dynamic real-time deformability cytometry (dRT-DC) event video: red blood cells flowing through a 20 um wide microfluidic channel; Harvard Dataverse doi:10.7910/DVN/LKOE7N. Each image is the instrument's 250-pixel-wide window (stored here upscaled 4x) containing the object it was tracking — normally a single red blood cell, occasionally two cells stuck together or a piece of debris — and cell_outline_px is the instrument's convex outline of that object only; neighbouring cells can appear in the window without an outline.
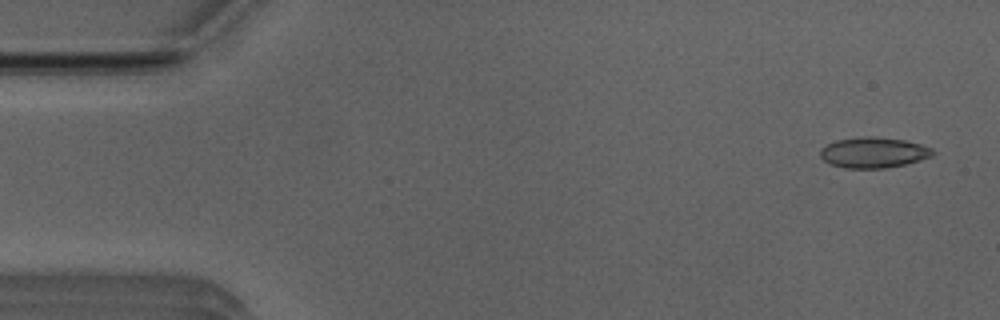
{"species": "Egyptian fruit bat (a non-hibernating species)", "species_latin": "Rousettus aegyptiacus", "temperature_condition": "room temperature", "stored_images_in_passage": 51, "segment_of_instrument_passage": [1, 2], "camera_frame_rate_fps": 3000, "um_per_image_px": 0.085, "animal": {"sex": "male"}, "frame": {"image": 1, "passage_image": 2, "time_ms": 0.333, "image_size_px": [1000, 320], "cell_outline_px": [[936, 152], [932, 156], [920, 160], [904, 164], [884, 168], [844, 168], [832, 164], [824, 160], [820, 156], [820, 148], [836, 140], [864, 136], [868, 136], [904, 140], [920, 144], [932, 148]], "centroid_in_image_um": [74.25, 12.96], "position_along_channel_um": 10.7, "area_um2": 19.94}}
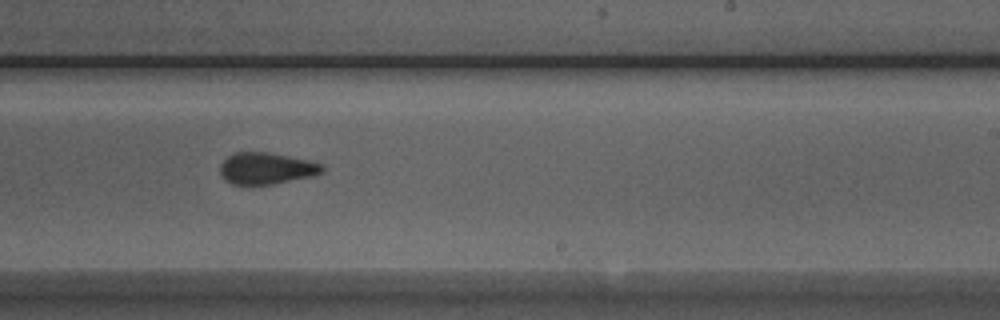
{"frame": {"image": 2, "passage_image": 30, "time_ms": 9.667, "image_size_px": [1000, 320], "cell_outline_px": [[324, 172], [312, 176], [272, 184], [232, 184], [224, 180], [220, 172], [220, 164], [232, 152], [268, 152], [308, 160], [324, 164]], "centroid_in_image_um": [22.64, 14.3], "position_along_channel_um": 266.4, "area_um2": 18.84}}
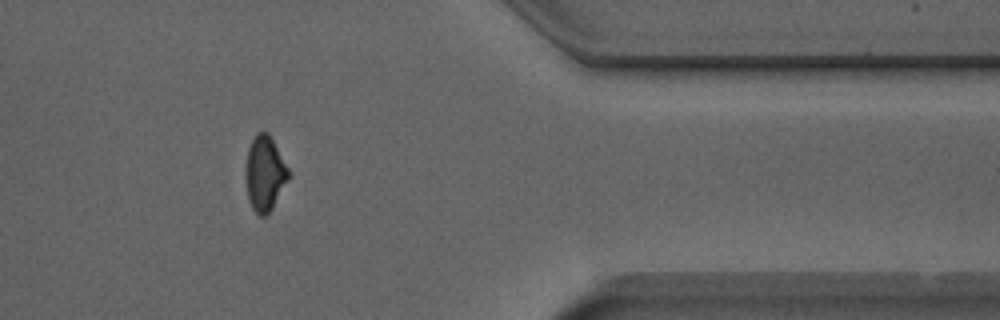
{"frame": {"image": 3, "passage_image": 41, "time_ms": 13.333, "image_size_px": [1000, 320], "cell_outline_px": [[292, 172], [288, 180], [272, 208], [264, 216], [260, 216], [252, 208], [248, 200], [244, 172], [244, 168], [248, 148], [256, 132], [268, 132]], "centroid_in_image_um": [22.5, 14.72], "position_along_channel_um": 388.9, "area_um2": 19.07}}